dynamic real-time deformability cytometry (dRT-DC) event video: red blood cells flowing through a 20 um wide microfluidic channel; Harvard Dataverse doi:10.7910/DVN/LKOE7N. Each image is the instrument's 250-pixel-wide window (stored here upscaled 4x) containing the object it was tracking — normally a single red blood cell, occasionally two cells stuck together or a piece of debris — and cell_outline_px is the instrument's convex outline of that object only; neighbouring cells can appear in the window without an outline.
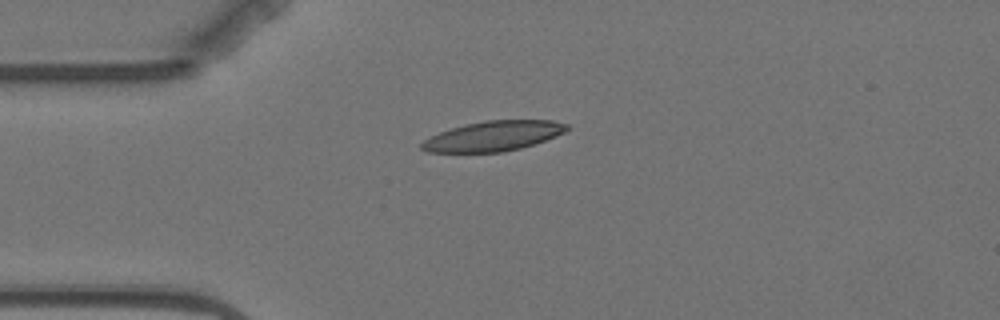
{"species": "Egyptian fruit bat (a non-hibernating species)", "species_latin": "Rousettus aegyptiacus", "temperature_condition": "warm", "stored_images_in_passage": 12, "camera_frame_rate_fps": 3000, "um_per_image_px": 0.085, "animal": {"sex": "female"}, "frame": {"image": 1, "passage_image": 3, "time_ms": 3.333, "image_size_px": [1000, 320], "cell_outline_px": [[568, 128], [564, 132], [556, 136], [520, 148], [500, 152], [428, 152], [420, 148], [420, 144], [424, 140], [440, 132], [464, 124], [484, 120], [552, 120], [568, 124]], "centroid_in_image_um": [41.92, 11.55], "position_along_channel_um": 43.1, "area_um2": 25.14}}
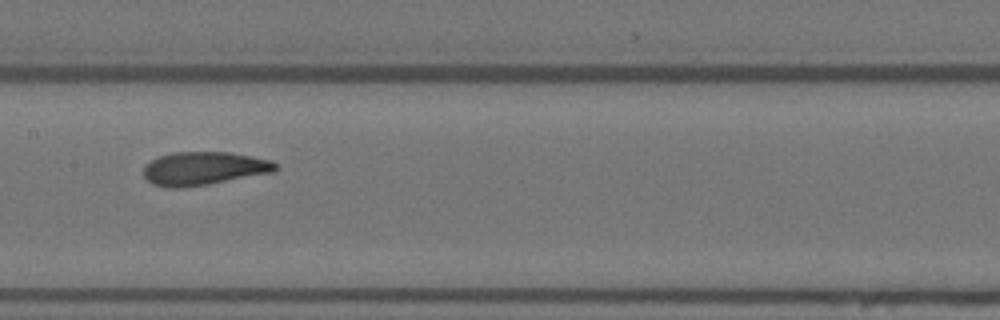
{"frame": {"image": 2, "passage_image": 7, "time_ms": 8.0, "image_size_px": [1000, 320], "cell_outline_px": [[280, 168], [276, 172], [208, 184], [180, 188], [168, 188], [152, 184], [144, 176], [144, 164], [160, 156], [176, 152], [228, 152], [252, 156], [268, 160], [276, 164]], "centroid_in_image_um": [17.34, 14.32], "position_along_channel_um": 190.1, "area_um2": 25.66}}
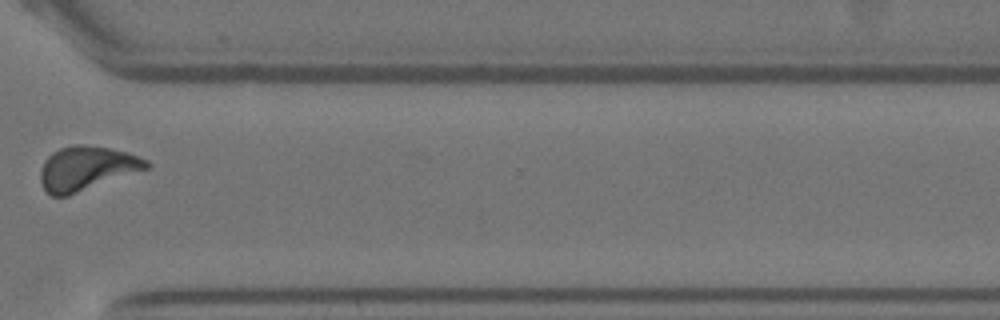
{"frame": {"image": 3, "passage_image": 11, "time_ms": 13.0, "image_size_px": [1000, 320], "cell_outline_px": [[152, 164], [148, 168], [68, 196], [52, 196], [44, 188], [40, 180], [40, 168], [44, 160], [52, 152], [60, 148], [72, 144], [84, 144], [108, 148], [128, 152], [148, 160]], "centroid_in_image_um": [7.35, 14.29], "position_along_channel_um": 363.3, "area_um2": 27.28}}